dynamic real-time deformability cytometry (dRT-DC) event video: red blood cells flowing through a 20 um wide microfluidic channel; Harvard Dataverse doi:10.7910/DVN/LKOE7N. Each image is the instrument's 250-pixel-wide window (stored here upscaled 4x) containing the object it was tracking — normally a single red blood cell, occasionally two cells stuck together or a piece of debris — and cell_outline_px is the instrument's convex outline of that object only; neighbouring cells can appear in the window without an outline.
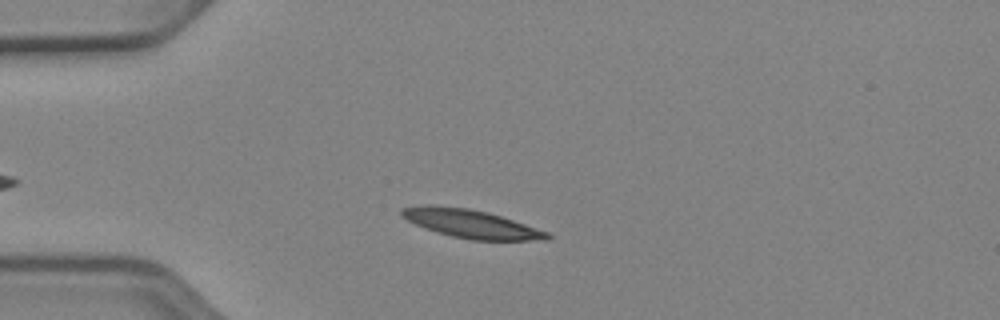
{"species": "Egyptian fruit bat (a non-hibernating species)", "species_latin": "Rousettus aegyptiacus", "temperature_condition": "cold", "stored_images_in_passage": 42, "camera_frame_rate_fps": 3000, "um_per_image_px": 0.085, "animal": {"sex": "female"}, "frame": {"image": 1, "passage_image": 8, "time_ms": 2.333, "image_size_px": [1000, 320], "cell_outline_px": [[552, 236], [548, 240], [472, 240], [452, 236], [436, 232], [416, 224], [400, 216], [400, 208], [424, 204], [468, 208], [488, 212], [548, 232]], "centroid_in_image_um": [40.0, 19.01], "position_along_channel_um": 45.0, "area_um2": 23.93}}
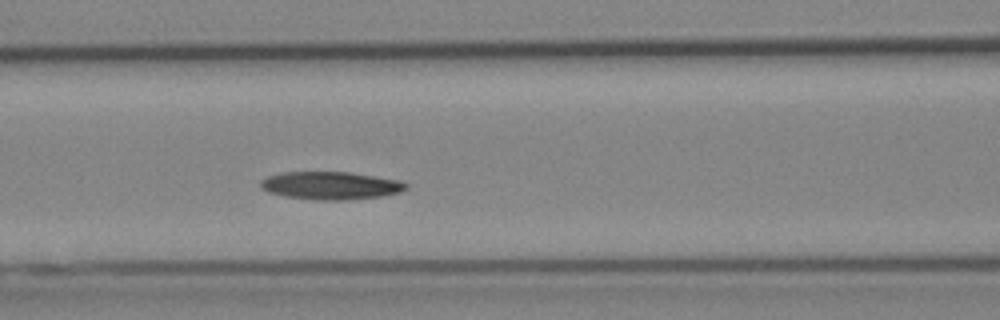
{"frame": {"image": 2, "passage_image": 17, "time_ms": 5.333, "image_size_px": [1000, 320], "cell_outline_px": [[408, 188], [400, 192], [380, 196], [348, 200], [316, 200], [284, 196], [268, 192], [260, 188], [260, 180], [268, 176], [280, 172], [348, 172], [400, 180], [408, 184]], "centroid_in_image_um": [28.08, 15.77], "position_along_channel_um": 138.5, "area_um2": 23.7}}
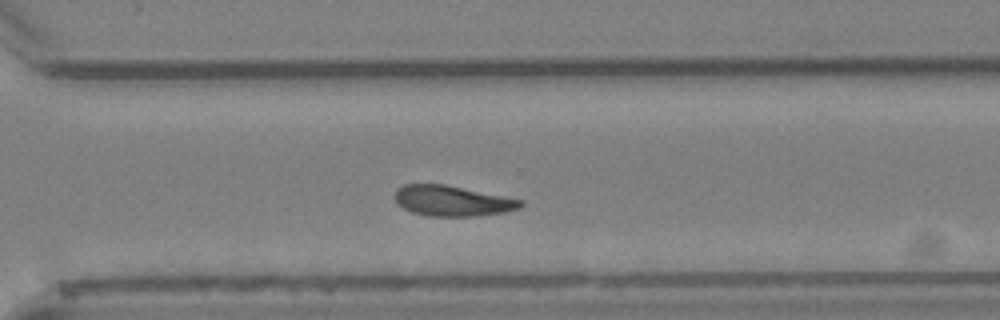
{"frame": {"image": 3, "passage_image": 32, "time_ms": 10.333, "image_size_px": [1000, 320], "cell_outline_px": [[524, 204], [520, 208], [508, 212], [472, 216], [428, 216], [412, 212], [404, 208], [392, 196], [396, 188], [404, 184], [444, 184], [524, 200]], "centroid_in_image_um": [38.45, 17.07], "position_along_channel_um": 332.2, "area_um2": 22.43}, "authors_computed_cell_mechanics": {"area_um2": 23.12, "velocity_mm_per_s": 3.871, "shape_relaxation_time_tau1_ms": null, "shape_relaxation_time_tau2_ms": 10.5422, "deformation_change_tau1": null, "deformation_change_tau2": 0.1853}}